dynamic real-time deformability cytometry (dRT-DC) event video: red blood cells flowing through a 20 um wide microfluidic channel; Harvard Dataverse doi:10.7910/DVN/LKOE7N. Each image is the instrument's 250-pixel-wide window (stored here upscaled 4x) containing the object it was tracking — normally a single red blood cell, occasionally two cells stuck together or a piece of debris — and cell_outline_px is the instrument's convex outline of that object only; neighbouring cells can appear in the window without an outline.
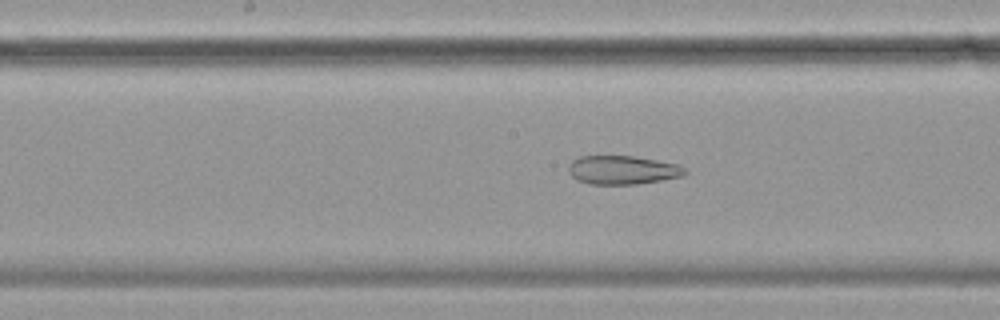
{"species": "common noctule bat (a hibernating species)", "species_latin": "Nyctalus noctula", "temperature_condition": "cold", "stored_images_in_passage": 45, "camera_frame_rate_fps": 3000, "um_per_image_px": 0.085, "animal": {"sex": "female", "body_mass_g": 19.9}, "frame": {"image": 1, "passage_image": 17, "time_ms": 5.333, "image_size_px": [1000, 320], "cell_outline_px": [[688, 172], [680, 176], [660, 180], [636, 184], [592, 184], [576, 180], [568, 172], [568, 164], [572, 160], [580, 156], [632, 156], [680, 164]], "centroid_in_image_um": [52.88, 14.44], "position_along_channel_um": 195.3, "area_um2": 19.42}}
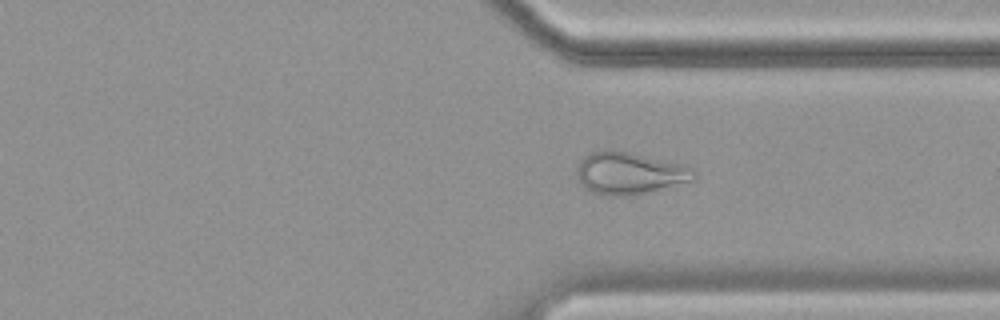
{"frame": {"image": 2, "passage_image": 31, "time_ms": 10.0, "image_size_px": [1000, 320], "cell_outline_px": [[696, 176], [692, 180], [648, 192], [632, 196], [608, 196], [592, 192], [584, 188], [576, 176], [576, 168], [580, 160], [588, 152], [604, 148], [608, 148], [628, 152], [680, 164], [692, 168]], "centroid_in_image_um": [53.4, 14.71], "position_along_channel_um": 358.0, "area_um2": 28.84}}
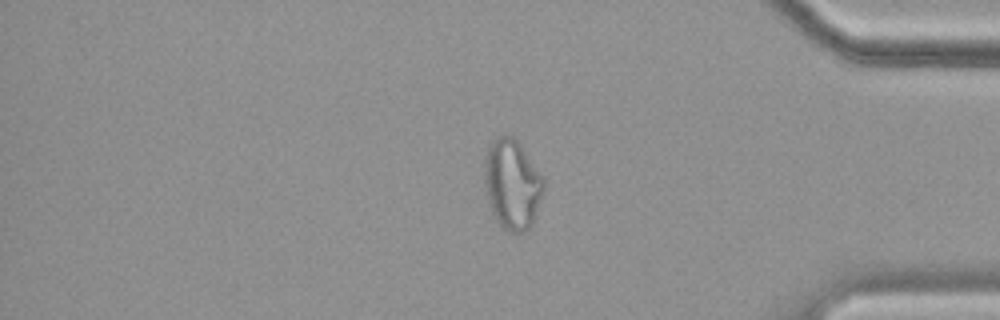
{"frame": {"image": 3, "passage_image": 36, "time_ms": 11.667, "image_size_px": [1000, 320], "cell_outline_px": [[544, 192], [532, 224], [524, 232], [512, 232], [504, 228], [496, 220], [492, 212], [488, 200], [484, 184], [484, 160], [488, 144], [492, 140], [504, 132], [512, 136], [520, 144], [544, 176]], "centroid_in_image_um": [43.53, 15.61], "position_along_channel_um": 391.7, "area_um2": 31.44}, "authors_computed_cell_mechanics": {"area_um2": 26.7614, "velocity_mm_per_s": 3.4857, "shape_relaxation_time_tau1_ms": null, "shape_relaxation_time_tau2_ms": 3.1468, "deformation_change_tau1": null, "deformation_change_tau2": 0.1095}}